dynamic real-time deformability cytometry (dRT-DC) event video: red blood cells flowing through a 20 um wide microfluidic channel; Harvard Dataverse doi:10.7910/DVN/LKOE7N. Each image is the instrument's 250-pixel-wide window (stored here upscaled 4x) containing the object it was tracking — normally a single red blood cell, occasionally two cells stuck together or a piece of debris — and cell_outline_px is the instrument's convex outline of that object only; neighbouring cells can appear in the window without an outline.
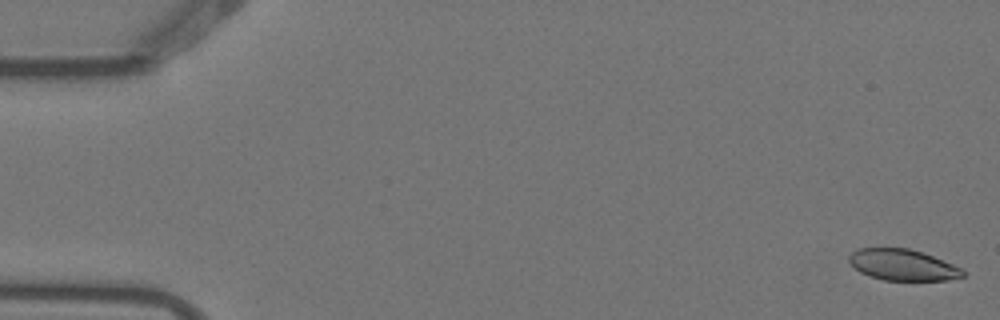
{"species": "Egyptian fruit bat (a non-hibernating species)", "species_latin": "Rousettus aegyptiacus", "temperature_condition": "warm", "stored_images_in_passage": 5, "camera_frame_rate_fps": 3000, "um_per_image_px": 0.085, "animal": {"sex": "female"}, "frame": {"image": 1, "passage_image": 1, "time_ms": 0.0, "image_size_px": [1000, 320], "cell_outline_px": [[964, 276], [948, 280], [884, 280], [860, 272], [848, 260], [848, 256], [856, 248], [908, 248], [932, 256], [952, 264], [960, 268], [964, 272]], "centroid_in_image_um": [76.7, 22.51], "position_along_channel_um": 8.3, "area_um2": 20.35}}
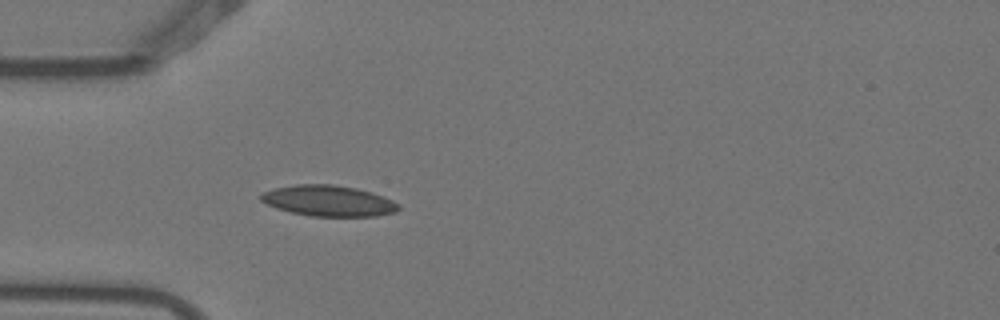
{"frame": {"image": 2, "passage_image": 5, "time_ms": 1.333, "image_size_px": [1000, 320], "cell_outline_px": [[400, 208], [396, 212], [376, 216], [312, 216], [292, 212], [276, 208], [260, 200], [260, 192], [276, 188], [296, 184], [332, 184], [356, 188], [372, 192], [392, 200], [400, 204]], "centroid_in_image_um": [27.93, 17.06], "position_along_channel_um": 57.1, "area_um2": 24.74}}